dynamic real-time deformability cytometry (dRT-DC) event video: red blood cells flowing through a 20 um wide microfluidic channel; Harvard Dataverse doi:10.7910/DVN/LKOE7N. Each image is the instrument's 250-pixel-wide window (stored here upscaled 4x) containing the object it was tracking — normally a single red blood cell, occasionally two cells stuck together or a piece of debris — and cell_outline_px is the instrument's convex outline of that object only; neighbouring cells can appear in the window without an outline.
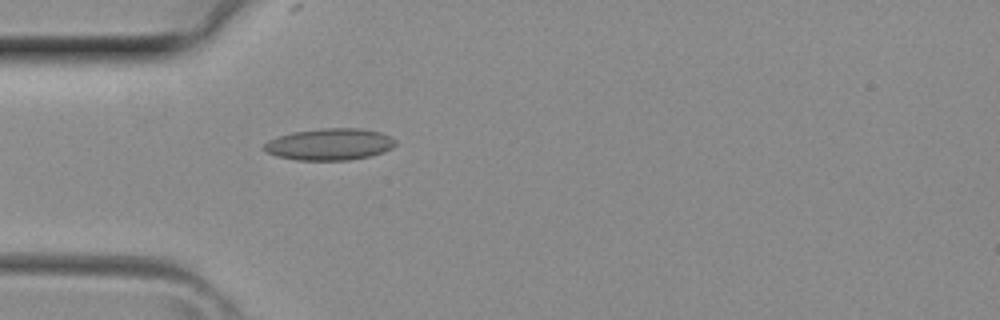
{"species": "common noctule bat (a hibernating species)", "species_latin": "Nyctalus noctula", "temperature_condition": "room temperature", "stored_images_in_passage": 4, "camera_frame_rate_fps": 3000, "um_per_image_px": 0.085, "animal": {"sex": "female", "body_mass_g": 29.2, "forearm_length_mm": 56.3}, "frame": {"image": 1, "passage_image": 4, "time_ms": 1.0, "image_size_px": [1000, 320], "cell_outline_px": [[396, 144], [392, 148], [384, 152], [368, 156], [348, 160], [296, 160], [276, 156], [268, 152], [264, 148], [264, 144], [268, 140], [276, 136], [292, 132], [320, 128], [360, 128], [380, 132], [396, 140]], "centroid_in_image_um": [28.01, 12.26], "position_along_channel_um": 57.0, "area_um2": 24.33}}